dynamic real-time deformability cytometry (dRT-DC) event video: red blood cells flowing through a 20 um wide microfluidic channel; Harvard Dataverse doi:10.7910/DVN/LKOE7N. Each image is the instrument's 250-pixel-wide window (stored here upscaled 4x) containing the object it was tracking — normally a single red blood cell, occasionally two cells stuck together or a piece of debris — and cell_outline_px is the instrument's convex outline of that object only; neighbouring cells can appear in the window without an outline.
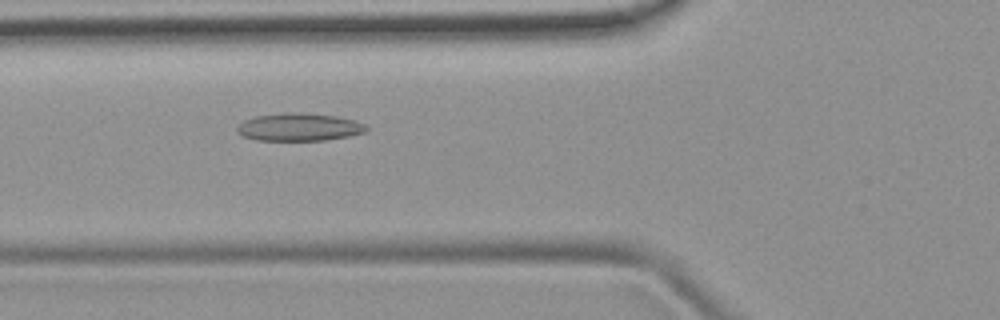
{"species": "common noctule bat (a hibernating species)", "species_latin": "Nyctalus noctula", "temperature_condition": "room temperature", "stored_images_in_passage": 38, "camera_frame_rate_fps": 3000, "um_per_image_px": 0.085, "animal": {"sex": "female", "body_mass_g": 19.9}, "frame": {"image": 1, "passage_image": 7, "time_ms": 2.0, "image_size_px": [1000, 320], "cell_outline_px": [[368, 128], [364, 132], [348, 136], [324, 140], [256, 140], [244, 136], [236, 128], [244, 120], [256, 116], [300, 112], [336, 116], [352, 120], [364, 124]], "centroid_in_image_um": [25.43, 10.8], "position_along_channel_um": 100.4, "area_um2": 20.4}}
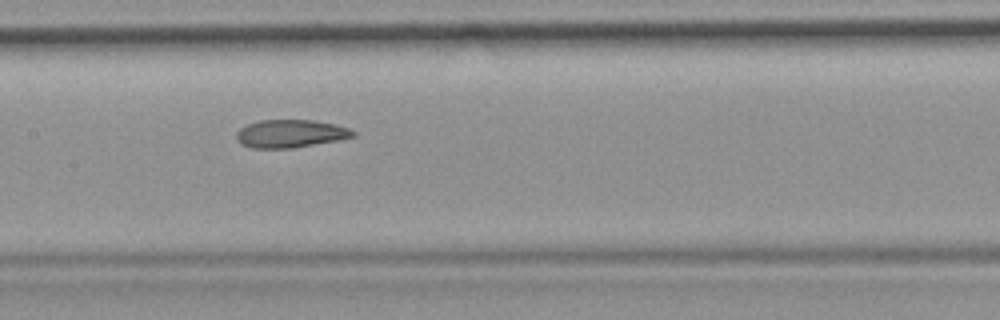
{"frame": {"image": 2, "passage_image": 13, "time_ms": 4.0, "image_size_px": [1000, 320], "cell_outline_px": [[356, 136], [336, 140], [292, 148], [252, 148], [240, 144], [236, 140], [236, 132], [240, 128], [248, 124], [260, 120], [312, 120], [332, 124], [348, 128], [356, 132]], "centroid_in_image_um": [24.64, 11.36], "position_along_channel_um": 182.8, "area_um2": 18.84}}
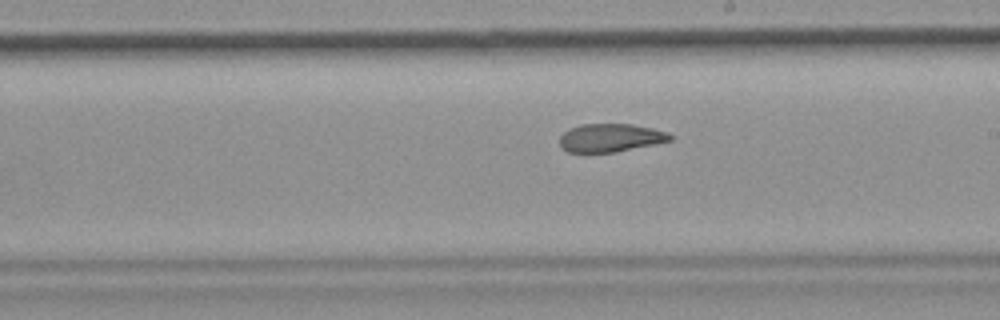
{"frame": {"image": 3, "passage_image": 17, "time_ms": 5.333, "image_size_px": [1000, 320], "cell_outline_px": [[672, 140], [612, 152], [568, 152], [560, 148], [560, 136], [564, 132], [580, 124], [632, 124], [652, 128], [668, 132], [672, 136]], "centroid_in_image_um": [51.86, 11.7], "position_along_channel_um": 237.1, "area_um2": 17.92}}